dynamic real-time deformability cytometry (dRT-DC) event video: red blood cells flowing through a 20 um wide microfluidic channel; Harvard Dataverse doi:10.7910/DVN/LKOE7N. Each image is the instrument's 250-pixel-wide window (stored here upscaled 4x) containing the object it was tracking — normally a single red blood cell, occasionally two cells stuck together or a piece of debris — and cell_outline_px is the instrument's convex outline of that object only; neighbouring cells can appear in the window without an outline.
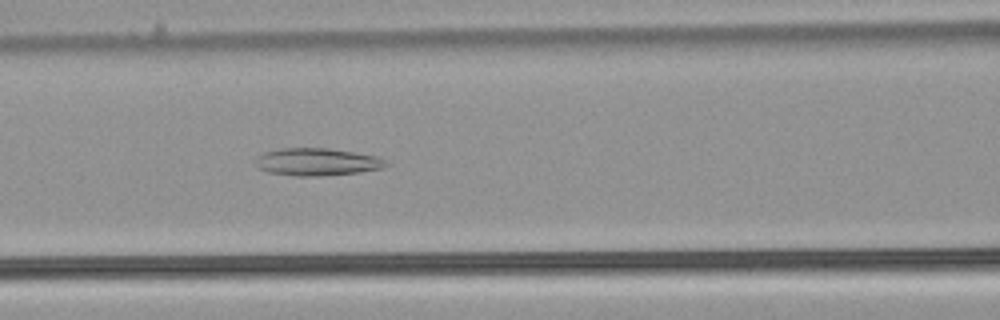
{"species": "common noctule bat (a hibernating species)", "species_latin": "Nyctalus noctula", "temperature_condition": "warm", "stored_images_in_passage": 36, "camera_frame_rate_fps": 3000, "um_per_image_px": 0.085, "animal": {"sex": "male", "body_mass_g": 21.5, "forearm_length_mm": 52.0}, "frame": {"image": 1, "passage_image": 10, "time_ms": 3.0, "image_size_px": [1000, 320], "cell_outline_px": [[388, 164], [384, 168], [360, 172], [320, 176], [292, 176], [268, 172], [256, 168], [256, 160], [264, 152], [280, 148], [328, 148], [376, 156], [384, 160]], "centroid_in_image_um": [26.92, 13.77], "position_along_channel_um": 139.7, "area_um2": 20.87}}
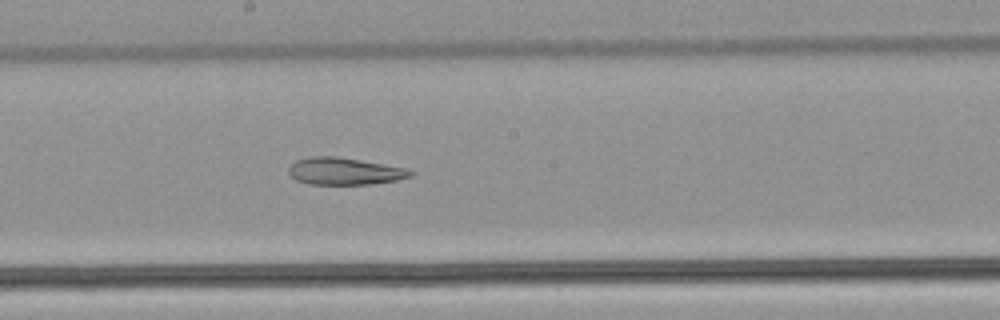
{"frame": {"image": 2, "passage_image": 16, "time_ms": 5.0, "image_size_px": [1000, 320], "cell_outline_px": [[416, 172], [412, 176], [396, 180], [372, 184], [308, 184], [296, 180], [288, 172], [288, 168], [296, 160], [308, 156], [336, 156], [384, 164], [404, 168]], "centroid_in_image_um": [29.27, 14.55], "position_along_channel_um": 218.9, "area_um2": 19.25}}
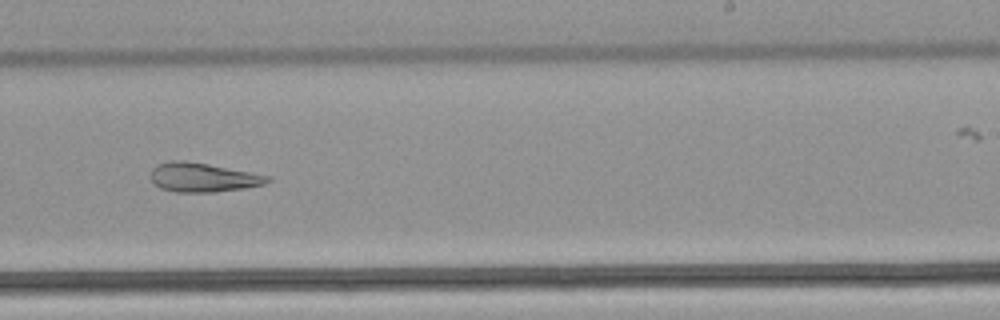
{"frame": {"image": 3, "passage_image": 20, "time_ms": 6.333, "image_size_px": [1000, 320], "cell_outline_px": [[272, 180], [264, 184], [244, 188], [216, 192], [176, 192], [160, 188], [152, 184], [152, 168], [156, 164], [172, 160], [184, 160], [208, 164], [272, 176]], "centroid_in_image_um": [17.25, 15.08], "position_along_channel_um": 271.8, "area_um2": 19.94}, "authors_computed_cell_mechanics": {"area_um2": 19.8832, "velocity_mm_per_s": 3.9724, "shape_relaxation_time_tau1_ms": null, "shape_relaxation_time_tau2_ms": 11.1043, "deformation_change_tau1": null, "deformation_change_tau2": 0.2602}}